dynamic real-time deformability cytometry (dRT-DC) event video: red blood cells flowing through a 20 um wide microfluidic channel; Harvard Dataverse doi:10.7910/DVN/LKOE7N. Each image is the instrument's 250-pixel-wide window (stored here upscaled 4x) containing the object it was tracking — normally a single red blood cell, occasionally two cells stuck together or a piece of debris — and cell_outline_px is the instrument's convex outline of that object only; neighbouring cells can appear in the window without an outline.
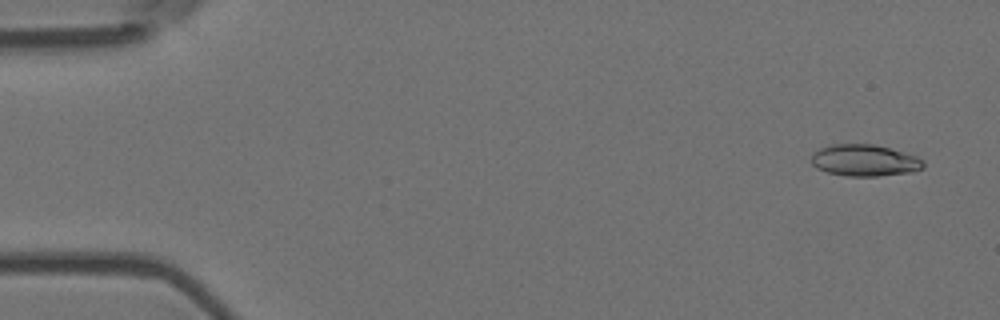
{"species": "Egyptian fruit bat (a non-hibernating species)", "species_latin": "Rousettus aegyptiacus", "temperature_condition": "room temperature", "stored_images_in_passage": 8, "camera_frame_rate_fps": 3000, "um_per_image_px": 0.085, "animal": {"sex": "female"}, "frame": {"image": 1, "passage_image": 1, "time_ms": 0.0, "image_size_px": [1000, 320], "cell_outline_px": [[924, 168], [912, 172], [876, 176], [848, 176], [828, 172], [816, 168], [812, 164], [812, 152], [820, 148], [832, 144], [876, 144], [904, 152], [916, 156], [924, 160]], "centroid_in_image_um": [73.5, 13.62], "position_along_channel_um": 11.5, "area_um2": 20.75}}
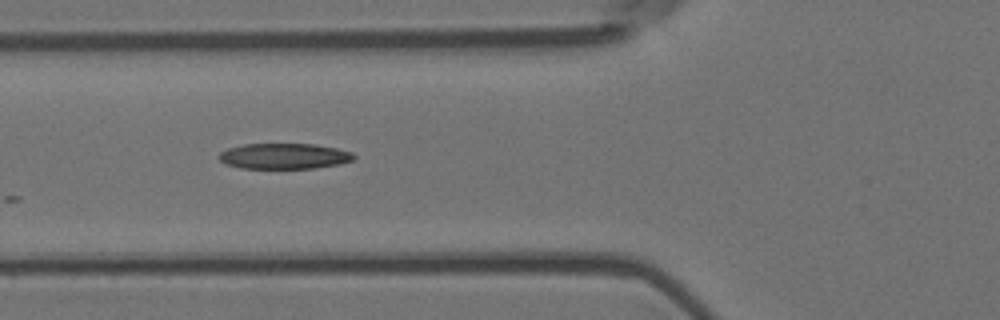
{"frame": {"image": 2, "passage_image": 6, "time_ms": 1.667, "image_size_px": [1000, 320], "cell_outline_px": [[356, 156], [352, 160], [340, 164], [316, 168], [240, 168], [224, 164], [216, 156], [220, 152], [228, 148], [244, 144], [312, 144], [336, 148], [352, 152]], "centroid_in_image_um": [24.12, 13.27], "position_along_channel_um": 101.7, "area_um2": 20.23}}
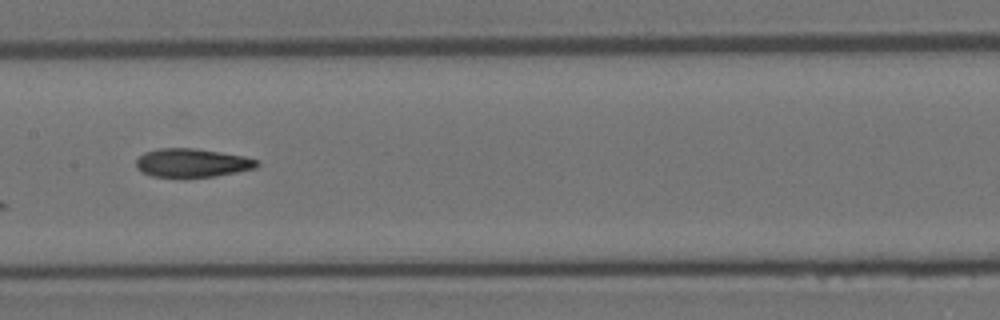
{"frame": {"image": 3, "passage_image": 8, "time_ms": 2.333, "image_size_px": [1000, 320], "cell_outline_px": [[260, 164], [256, 168], [216, 176], [152, 176], [140, 172], [136, 168], [136, 160], [144, 152], [160, 148], [196, 148], [244, 156], [260, 160]], "centroid_in_image_um": [16.34, 13.83], "position_along_channel_um": 191.1, "area_um2": 20.06}}